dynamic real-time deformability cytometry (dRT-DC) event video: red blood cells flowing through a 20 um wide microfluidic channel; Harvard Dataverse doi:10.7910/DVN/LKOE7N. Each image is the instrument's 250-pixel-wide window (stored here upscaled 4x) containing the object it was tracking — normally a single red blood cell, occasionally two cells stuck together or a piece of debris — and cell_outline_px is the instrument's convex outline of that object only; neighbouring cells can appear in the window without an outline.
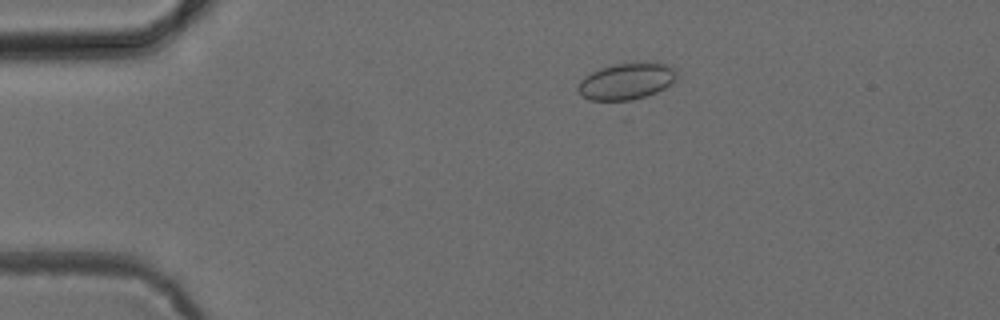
{"species": "common noctule bat (a hibernating species)", "species_latin": "Nyctalus noctula", "temperature_condition": "cold", "stored_images_in_passage": 5, "camera_frame_rate_fps": 3000, "um_per_image_px": 0.085, "animal": {"sex": "female", "body_mass_g": 24.6, "forearm_length_mm": 56.2}, "frame": {"image": 1, "passage_image": 2, "time_ms": 2.0, "image_size_px": [1000, 320], "cell_outline_px": [[676, 80], [672, 84], [656, 92], [624, 104], [588, 100], [580, 96], [576, 88], [580, 80], [584, 76], [600, 68], [612, 64], [664, 64], [676, 68]], "centroid_in_image_um": [53.17, 6.99], "position_along_channel_um": 31.8, "area_um2": 21.56}}
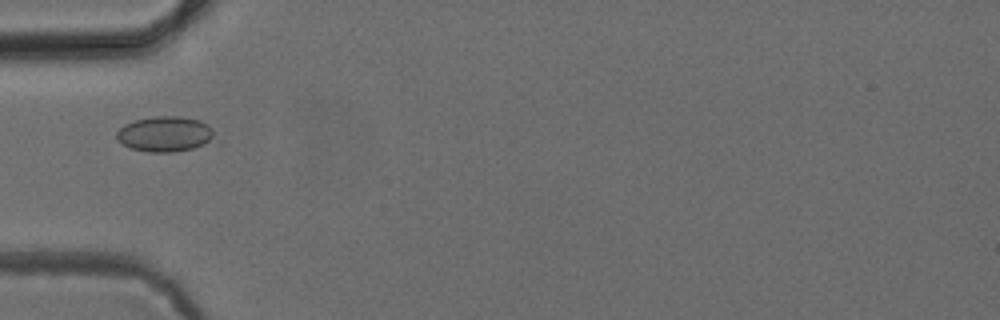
{"frame": {"image": 2, "passage_image": 4, "time_ms": 4.333, "image_size_px": [1000, 320], "cell_outline_px": [[212, 140], [192, 148], [172, 152], [148, 152], [132, 148], [116, 140], [116, 132], [124, 124], [136, 120], [156, 116], [180, 116], [200, 120], [208, 124], [212, 128]], "centroid_in_image_um": [13.99, 11.38], "position_along_channel_um": 71.0, "area_um2": 19.94}}
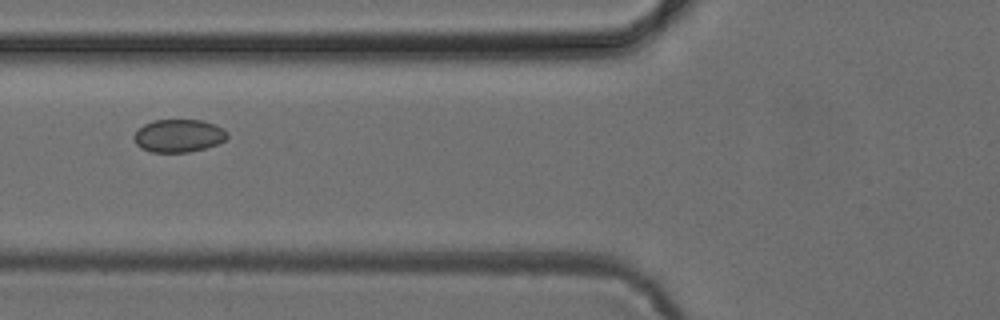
{"frame": {"image": 3, "passage_image": 5, "time_ms": 5.333, "image_size_px": [1000, 320], "cell_outline_px": [[228, 136], [224, 140], [216, 144], [204, 148], [188, 152], [152, 152], [140, 148], [136, 144], [132, 136], [144, 124], [152, 120], [204, 120], [216, 124], [224, 128], [228, 132]], "centroid_in_image_um": [15.19, 11.53], "position_along_channel_um": 110.6, "area_um2": 17.98}}